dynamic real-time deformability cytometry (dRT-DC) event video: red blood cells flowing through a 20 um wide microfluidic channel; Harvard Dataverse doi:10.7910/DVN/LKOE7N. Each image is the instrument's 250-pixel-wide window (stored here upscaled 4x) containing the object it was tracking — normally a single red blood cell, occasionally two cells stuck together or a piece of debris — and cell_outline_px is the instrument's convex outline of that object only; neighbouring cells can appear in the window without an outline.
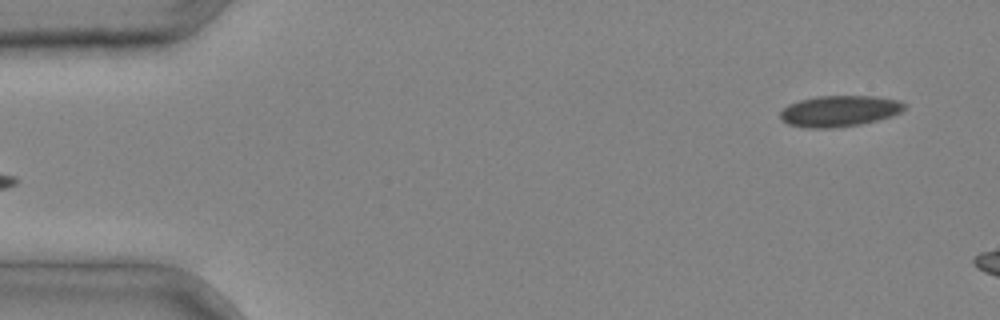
{"species": "common noctule bat (a hibernating species)", "species_latin": "Nyctalus noctula", "temperature_condition": "cold", "stored_images_in_passage": 4, "camera_frame_rate_fps": 3000, "um_per_image_px": 0.085, "animal": {"sex": "male", "body_mass_g": 20.4}, "frame": {"image": 1, "passage_image": 4, "time_ms": 1.0, "image_size_px": [1000, 320], "cell_outline_px": [[908, 104], [900, 112], [892, 116], [860, 124], [832, 128], [804, 128], [788, 124], [780, 120], [780, 112], [788, 104], [800, 100], [816, 96], [876, 96], [900, 100]], "centroid_in_image_um": [71.34, 9.43], "position_along_channel_um": 13.7, "area_um2": 22.66}}